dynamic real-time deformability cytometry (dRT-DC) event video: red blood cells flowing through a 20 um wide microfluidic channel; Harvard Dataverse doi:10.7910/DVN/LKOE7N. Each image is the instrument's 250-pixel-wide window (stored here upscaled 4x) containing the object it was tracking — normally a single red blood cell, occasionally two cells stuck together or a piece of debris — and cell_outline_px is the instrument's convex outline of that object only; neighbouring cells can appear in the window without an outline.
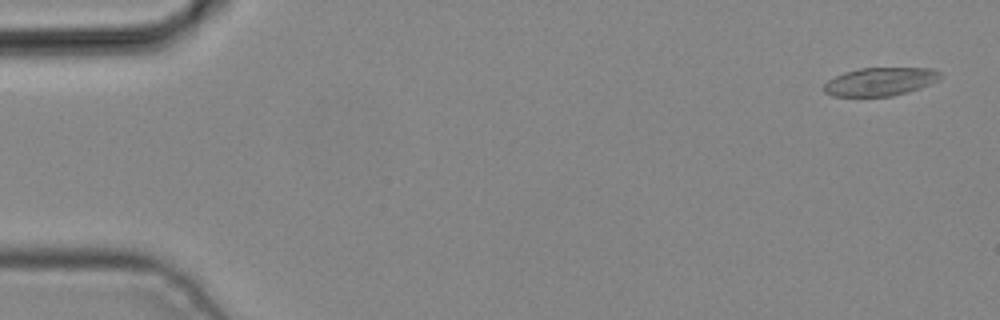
{"species": "common noctule bat (a hibernating species)", "species_latin": "Nyctalus noctula", "temperature_condition": "cold", "stored_images_in_passage": 4, "camera_frame_rate_fps": 3000, "um_per_image_px": 0.085, "animal": {"sex": "male", "body_mass_g": 19.2, "forearm_length_mm": 51.8}, "frame": {"image": 1, "passage_image": 1, "time_ms": 0.0, "image_size_px": [1000, 320], "cell_outline_px": [[944, 76], [940, 80], [920, 88], [908, 92], [892, 96], [832, 96], [824, 92], [824, 84], [828, 80], [844, 72], [860, 68], [932, 68], [940, 72]], "centroid_in_image_um": [74.86, 6.93], "position_along_channel_um": 10.1, "area_um2": 19.31}}
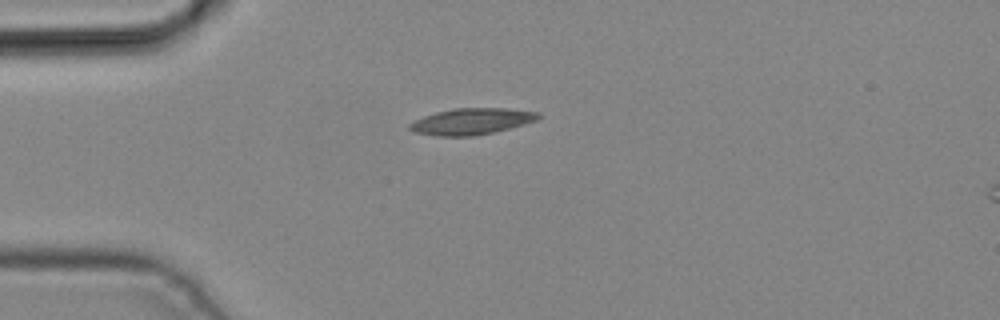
{"frame": {"image": 2, "passage_image": 3, "time_ms": 0.667, "image_size_px": [1000, 320], "cell_outline_px": [[540, 120], [476, 136], [436, 136], [412, 132], [408, 128], [408, 124], [412, 120], [436, 112], [456, 108], [504, 108], [540, 112]], "centroid_in_image_um": [40.05, 10.32], "position_along_channel_um": 45.0, "area_um2": 19.88}}